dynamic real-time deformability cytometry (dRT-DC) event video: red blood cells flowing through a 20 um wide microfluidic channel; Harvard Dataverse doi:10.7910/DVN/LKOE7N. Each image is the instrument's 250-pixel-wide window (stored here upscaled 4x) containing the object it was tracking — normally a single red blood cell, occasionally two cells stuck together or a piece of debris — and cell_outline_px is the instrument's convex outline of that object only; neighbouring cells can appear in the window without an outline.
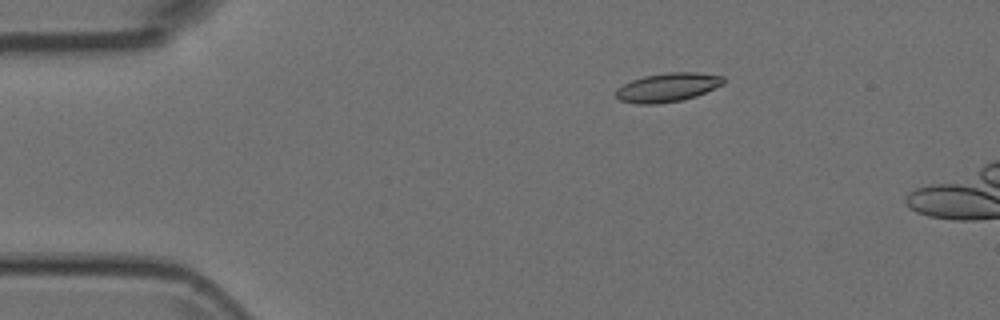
{"species": "Egyptian fruit bat (a non-hibernating species)", "species_latin": "Rousettus aegyptiacus", "temperature_condition": "room temperature", "stored_images_in_passage": 5, "camera_frame_rate_fps": 3000, "um_per_image_px": 0.085, "animal": {"sex": "female"}, "frame": {"image": 1, "passage_image": 3, "time_ms": 0.667, "image_size_px": [1000, 320], "cell_outline_px": [[724, 84], [696, 96], [680, 100], [656, 104], [636, 104], [620, 100], [612, 92], [616, 88], [632, 80], [644, 76], [668, 72], [696, 72], [724, 76]], "centroid_in_image_um": [56.72, 7.42], "position_along_channel_um": 28.3, "area_um2": 18.15}}